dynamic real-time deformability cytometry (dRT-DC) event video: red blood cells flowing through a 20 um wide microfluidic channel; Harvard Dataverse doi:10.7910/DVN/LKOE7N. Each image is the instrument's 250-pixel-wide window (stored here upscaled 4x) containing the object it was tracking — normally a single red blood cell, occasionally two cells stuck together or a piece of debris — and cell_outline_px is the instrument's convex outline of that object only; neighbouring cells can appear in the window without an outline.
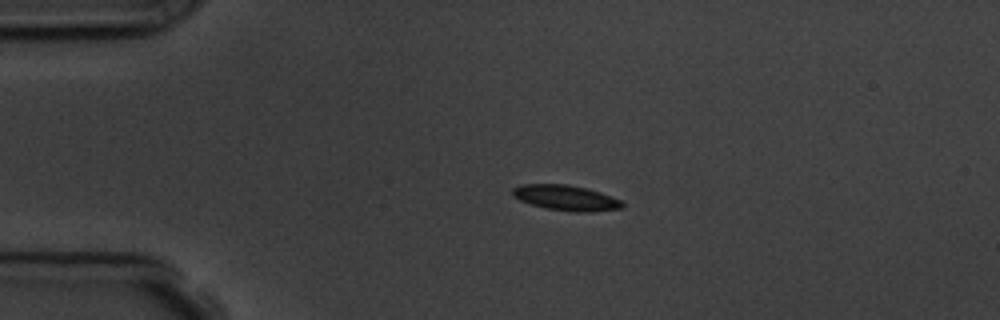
{"species": "common noctule bat (a hibernating species)", "species_latin": "Nyctalus noctula", "temperature_condition": "room temperature", "stored_images_in_passage": 3, "camera_frame_rate_fps": 3000, "um_per_image_px": 0.085, "animal": {"sex": "male", "body_mass_g": 19.5, "forearm_length_mm": 54.6}, "frame": {"image": 1, "passage_image": 2, "time_ms": 2.0, "image_size_px": [1000, 320], "cell_outline_px": [[624, 208], [588, 212], [572, 212], [544, 208], [520, 200], [512, 196], [512, 188], [520, 184], [568, 184], [600, 192], [620, 200], [624, 204]], "centroid_in_image_um": [48.08, 16.82], "position_along_channel_um": 36.9, "area_um2": 16.24}}